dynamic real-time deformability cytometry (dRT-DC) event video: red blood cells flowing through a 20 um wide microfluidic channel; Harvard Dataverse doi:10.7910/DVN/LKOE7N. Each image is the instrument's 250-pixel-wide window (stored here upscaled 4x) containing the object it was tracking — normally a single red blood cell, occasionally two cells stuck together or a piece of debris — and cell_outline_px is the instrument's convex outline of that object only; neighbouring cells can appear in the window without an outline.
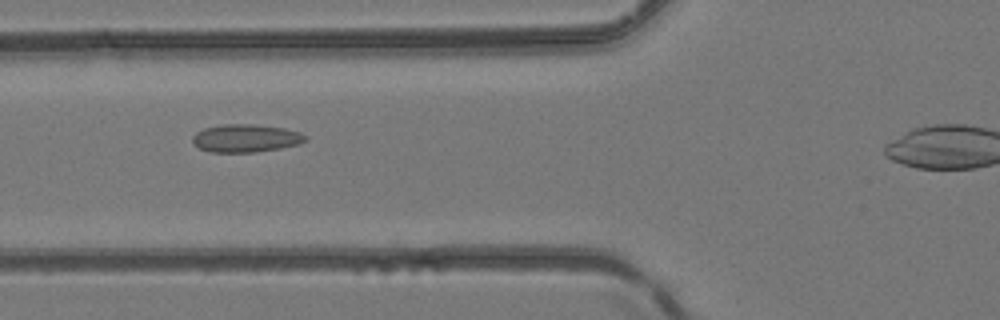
{"species": "common noctule bat (a hibernating species)", "species_latin": "Nyctalus noctula", "temperature_condition": "room temperature", "stored_images_in_passage": 6, "camera_frame_rate_fps": 3000, "um_per_image_px": 0.085, "animal": {"sex": "female", "body_mass_g": 24.6, "forearm_length_mm": 56.2}, "frame": {"image": 1, "passage_image": 5, "time_ms": 1.333, "image_size_px": [1000, 320], "cell_outline_px": [[308, 140], [300, 144], [280, 148], [256, 152], [208, 152], [200, 148], [192, 140], [192, 136], [196, 132], [204, 128], [224, 124], [252, 124], [284, 128], [300, 132], [308, 136]], "centroid_in_image_um": [20.92, 11.75], "position_along_channel_um": 104.9, "area_um2": 18.44}}
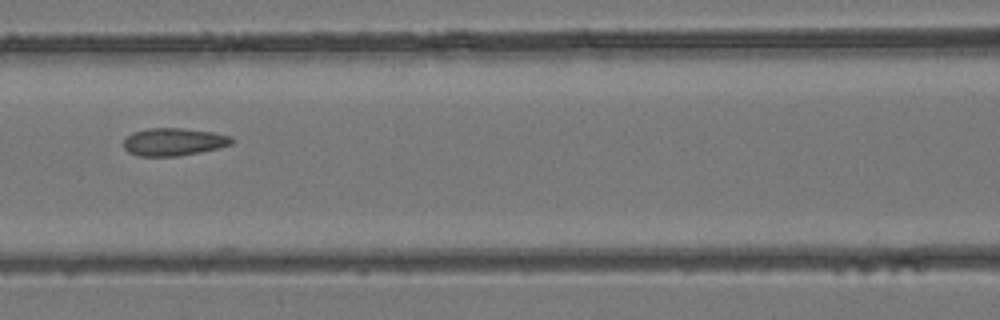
{"frame": {"image": 2, "passage_image": 6, "time_ms": 1.667, "image_size_px": [1000, 320], "cell_outline_px": [[236, 140], [232, 144], [220, 148], [200, 152], [176, 156], [136, 156], [128, 152], [124, 148], [124, 136], [132, 132], [148, 128], [180, 128], [212, 132], [232, 136]], "centroid_in_image_um": [14.76, 12.05], "position_along_channel_um": 151.8, "area_um2": 17.69}}